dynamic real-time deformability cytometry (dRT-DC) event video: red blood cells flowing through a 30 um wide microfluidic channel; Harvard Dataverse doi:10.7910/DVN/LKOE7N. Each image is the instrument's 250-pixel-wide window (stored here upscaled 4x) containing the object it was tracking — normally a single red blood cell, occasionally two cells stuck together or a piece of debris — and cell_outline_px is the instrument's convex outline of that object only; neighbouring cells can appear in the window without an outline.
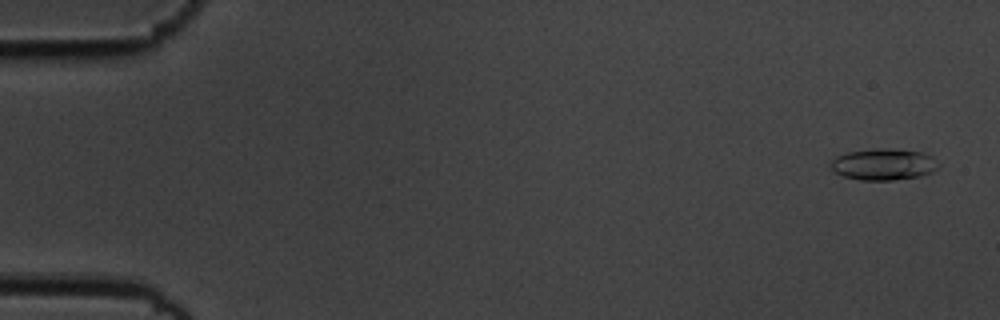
{"species": "common noctule bat (a hibernating species)", "species_latin": "Nyctalus noctula", "temperature_condition": "cold", "stored_images_in_passage": 5, "camera_frame_rate_fps": 3000, "um_per_image_px": 0.085, "animal": {"sex": "male", "body_mass_g": 19.5, "forearm_length_mm": 54.6}, "frame": {"image": 1, "passage_image": 1, "time_ms": 0.0, "image_size_px": [1000, 320], "cell_outline_px": [[940, 164], [932, 172], [920, 176], [892, 180], [860, 180], [844, 176], [836, 172], [828, 164], [836, 156], [848, 152], [872, 148], [880, 148], [924, 152], [932, 156]], "centroid_in_image_um": [75.1, 13.96], "position_along_channel_um": 9.9, "area_um2": 19.77}}